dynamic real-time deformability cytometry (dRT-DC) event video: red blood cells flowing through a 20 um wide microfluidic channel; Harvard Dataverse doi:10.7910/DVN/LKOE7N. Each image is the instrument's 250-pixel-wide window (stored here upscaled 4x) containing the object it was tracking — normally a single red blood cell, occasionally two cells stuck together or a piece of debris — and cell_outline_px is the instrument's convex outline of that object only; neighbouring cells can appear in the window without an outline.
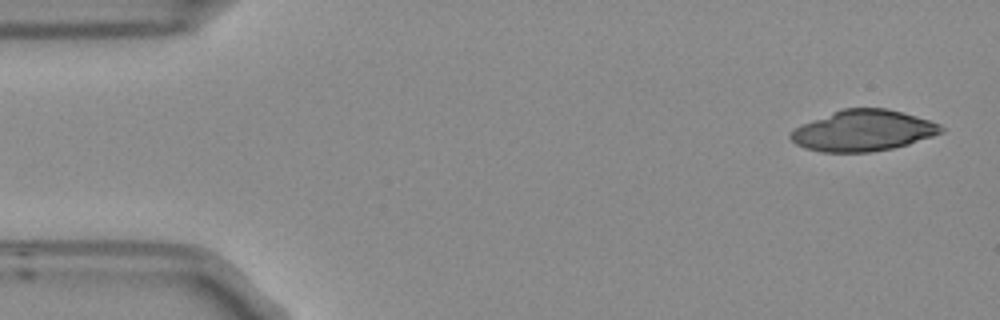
{"species": "Egyptian fruit bat (a non-hibernating species)", "species_latin": "Rousettus aegyptiacus", "temperature_condition": "room temperature", "stored_images_in_passage": 5, "segment_of_instrument_passage": [1, 2], "camera_frame_rate_fps": 3000, "um_per_image_px": 0.085, "frame": {"image": 1, "passage_image": 1, "time_ms": 0.0, "image_size_px": [1000, 320], "cell_outline_px": [[944, 128], [940, 132], [932, 136], [908, 144], [892, 148], [868, 152], [820, 152], [804, 148], [796, 144], [788, 136], [788, 132], [800, 124], [832, 112], [844, 108], [888, 108], [904, 112], [940, 124]], "centroid_in_image_um": [73.31, 11.1], "position_along_channel_um": 11.7, "area_um2": 35.95}}